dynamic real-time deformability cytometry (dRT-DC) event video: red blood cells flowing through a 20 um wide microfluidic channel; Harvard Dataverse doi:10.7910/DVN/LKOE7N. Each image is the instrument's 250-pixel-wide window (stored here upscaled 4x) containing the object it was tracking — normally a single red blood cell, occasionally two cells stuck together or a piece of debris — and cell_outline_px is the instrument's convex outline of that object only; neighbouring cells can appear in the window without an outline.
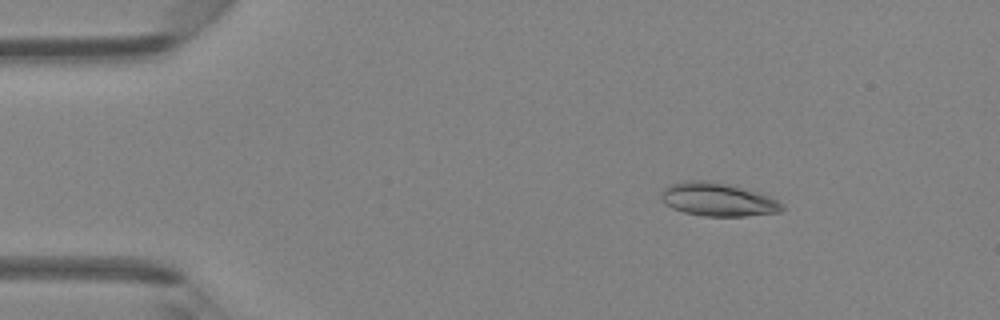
{"species": "Egyptian fruit bat (a non-hibernating species)", "species_latin": "Rousettus aegyptiacus", "temperature_condition": "room temperature", "stored_images_in_passage": 47, "camera_frame_rate_fps": 3000, "um_per_image_px": 0.085, "animal": {"sex": "female"}, "frame": {"image": 1, "passage_image": 7, "time_ms": 2.0, "image_size_px": [1000, 320], "cell_outline_px": [[784, 208], [780, 212], [744, 216], [704, 216], [684, 212], [672, 208], [664, 204], [660, 200], [660, 192], [668, 184], [688, 180], [708, 180], [728, 184], [760, 192], [776, 200]], "centroid_in_image_um": [60.95, 16.94], "position_along_channel_um": 24.1, "area_um2": 23.64}}
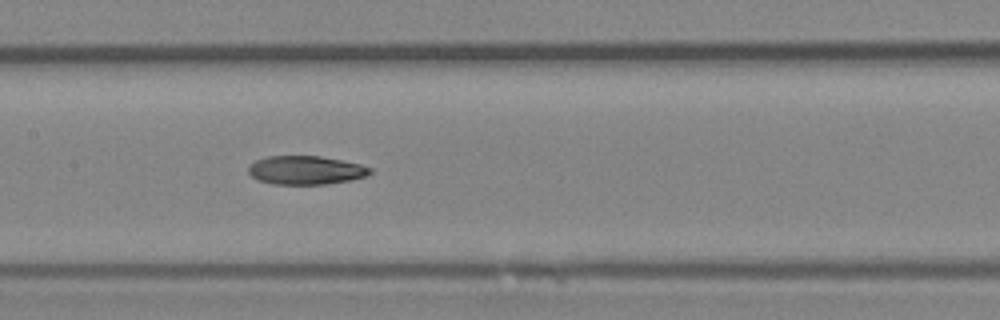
{"frame": {"image": 2, "passage_image": 23, "time_ms": 7.333, "image_size_px": [1000, 320], "cell_outline_px": [[372, 172], [364, 176], [348, 180], [328, 184], [272, 184], [256, 180], [248, 172], [248, 164], [256, 160], [268, 156], [320, 156], [360, 164], [372, 168]], "centroid_in_image_um": [25.93, 14.46], "position_along_channel_um": 181.5, "area_um2": 20.29}}
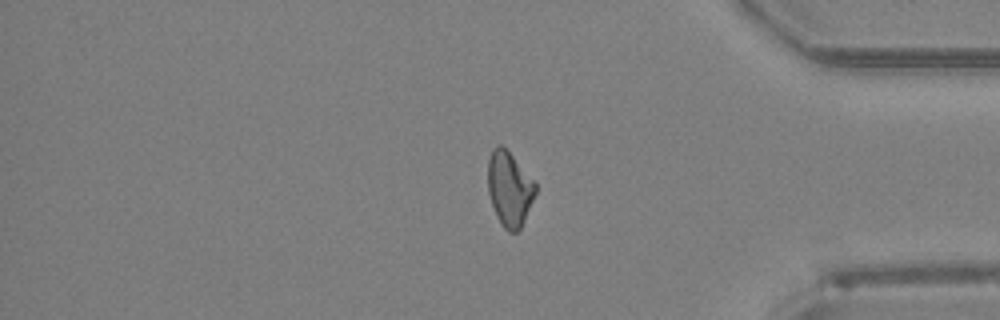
{"frame": {"image": 3, "passage_image": 39, "time_ms": 12.667, "image_size_px": [1000, 320], "cell_outline_px": [[536, 192], [524, 220], [520, 228], [516, 232], [508, 232], [504, 228], [496, 216], [488, 192], [488, 160], [492, 148], [496, 144], [500, 144], [536, 180]], "centroid_in_image_um": [43.3, 16.03], "position_along_channel_um": 391.9, "area_um2": 20.69}, "authors_computed_cell_mechanics": {"area_um2": 21.2126, "velocity_mm_per_s": 4.346, "shape_relaxation_time_tau1_ms": null, "shape_relaxation_time_tau2_ms": 8.4197, "deformation_change_tau1": null, "deformation_change_tau2": 0.1483}}